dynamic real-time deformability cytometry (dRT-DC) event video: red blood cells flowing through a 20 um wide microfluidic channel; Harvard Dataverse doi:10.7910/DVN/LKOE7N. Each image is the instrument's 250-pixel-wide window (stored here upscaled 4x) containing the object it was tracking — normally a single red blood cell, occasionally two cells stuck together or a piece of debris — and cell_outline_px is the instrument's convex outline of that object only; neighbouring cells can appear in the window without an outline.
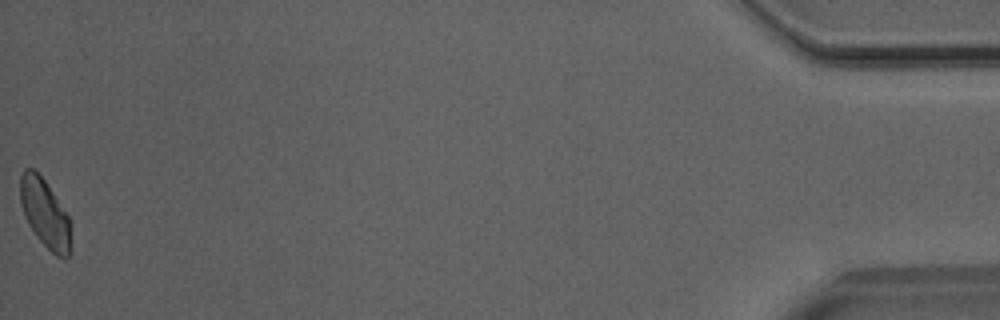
{"species": "Egyptian fruit bat (a non-hibernating species)", "species_latin": "Rousettus aegyptiacus", "temperature_condition": "room temperature", "stored_images_in_passage": 43, "camera_frame_rate_fps": 3000, "um_per_image_px": 0.085, "animal": {"sex": "male"}, "frame": {"image": 1, "passage_image": 43, "time_ms": 14.0, "image_size_px": [1000, 320], "cell_outline_px": [[72, 244], [68, 256], [64, 260], [56, 256], [36, 236], [28, 224], [24, 216], [20, 204], [20, 176], [24, 168], [32, 168], [44, 180], [68, 216], [72, 224]], "centroid_in_image_um": [3.84, 18.19], "position_along_channel_um": 431.4, "area_um2": 20.4}}